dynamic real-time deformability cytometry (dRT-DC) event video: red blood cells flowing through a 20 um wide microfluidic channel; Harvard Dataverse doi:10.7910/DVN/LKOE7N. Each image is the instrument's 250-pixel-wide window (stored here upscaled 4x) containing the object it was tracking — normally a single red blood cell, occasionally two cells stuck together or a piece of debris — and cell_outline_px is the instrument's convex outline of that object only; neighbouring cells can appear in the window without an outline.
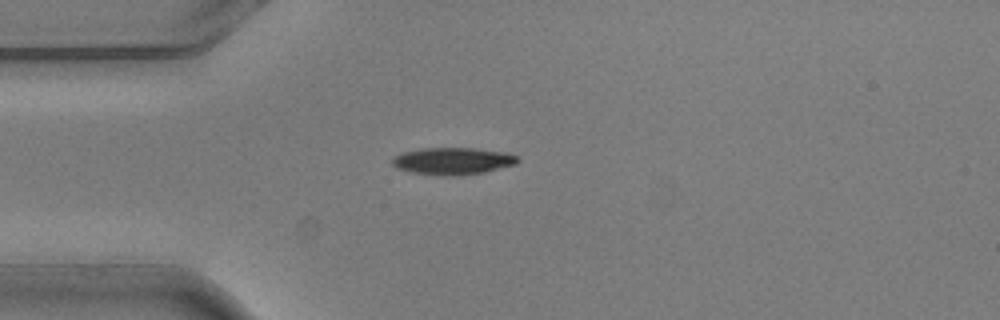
{"species": "common noctule bat (a hibernating species)", "species_latin": "Nyctalus noctula", "temperature_condition": "warm", "stored_images_in_passage": 2, "camera_frame_rate_fps": 3000, "um_per_image_px": 0.085, "animal": {"sex": "male", "body_mass_g": 20.5, "forearm_length_mm": 52.5}, "frame": {"image": 1, "passage_image": 1, "time_ms": 0.0, "image_size_px": [1000, 320], "cell_outline_px": [[520, 160], [516, 164], [484, 172], [452, 176], [448, 176], [412, 172], [396, 168], [392, 164], [392, 156], [400, 152], [424, 148], [476, 148], [508, 152], [520, 156]], "centroid_in_image_um": [38.5, 13.67], "position_along_channel_um": 46.5, "area_um2": 20.0}}